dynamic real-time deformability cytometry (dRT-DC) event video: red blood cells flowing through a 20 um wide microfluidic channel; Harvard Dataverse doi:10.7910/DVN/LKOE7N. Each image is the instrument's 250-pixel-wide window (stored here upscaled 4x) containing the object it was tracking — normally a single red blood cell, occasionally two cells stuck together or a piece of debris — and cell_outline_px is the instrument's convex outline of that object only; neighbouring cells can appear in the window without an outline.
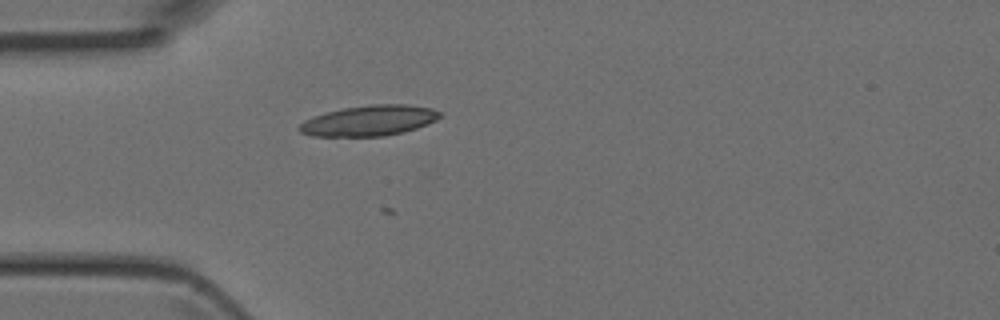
{"species": "Egyptian fruit bat (a non-hibernating species)", "species_latin": "Rousettus aegyptiacus", "temperature_condition": "room temperature", "stored_images_in_passage": 2, "camera_frame_rate_fps": 3000, "um_per_image_px": 0.085, "animal": {"sex": "female"}, "frame": {"image": 1, "passage_image": 2, "time_ms": 0.333, "image_size_px": [1000, 320], "cell_outline_px": [[444, 112], [436, 120], [428, 124], [404, 132], [384, 136], [312, 136], [300, 132], [296, 128], [304, 120], [312, 116], [344, 108], [372, 104], [404, 104], [432, 108]], "centroid_in_image_um": [31.39, 10.25], "position_along_channel_um": 53.6, "area_um2": 25.09}}